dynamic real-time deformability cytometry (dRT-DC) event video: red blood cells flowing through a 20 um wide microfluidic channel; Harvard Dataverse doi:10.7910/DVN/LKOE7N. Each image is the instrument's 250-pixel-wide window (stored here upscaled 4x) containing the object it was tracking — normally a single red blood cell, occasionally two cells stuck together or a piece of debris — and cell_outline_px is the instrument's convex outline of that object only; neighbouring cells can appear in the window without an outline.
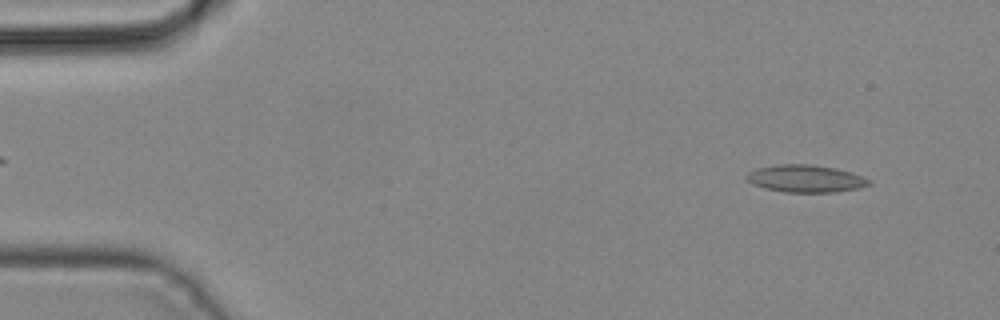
{"species": "common noctule bat (a hibernating species)", "species_latin": "Nyctalus noctula", "temperature_condition": "cold", "stored_images_in_passage": 42, "camera_frame_rate_fps": 3000, "um_per_image_px": 0.085, "animal": {"sex": "male", "body_mass_g": 19.2, "forearm_length_mm": 51.8}, "frame": {"image": 1, "passage_image": 3, "time_ms": 0.667, "image_size_px": [1000, 320], "cell_outline_px": [[872, 184], [860, 188], [836, 192], [784, 192], [764, 188], [752, 184], [744, 176], [748, 172], [756, 168], [776, 164], [812, 164], [836, 168], [872, 180]], "centroid_in_image_um": [68.46, 15.18], "position_along_channel_um": 16.5, "area_um2": 19.65}}
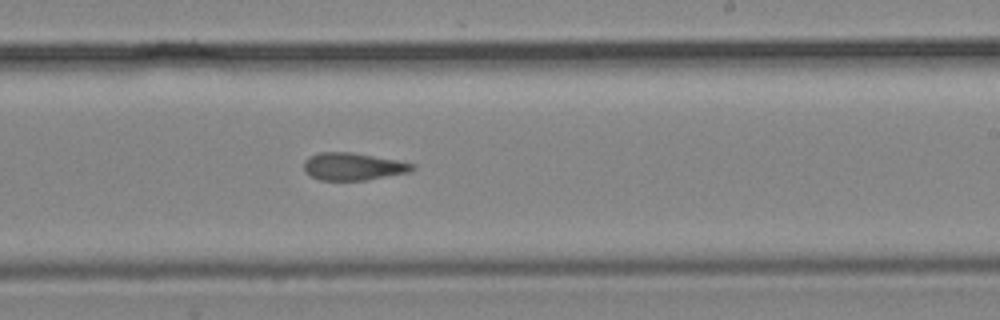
{"frame": {"image": 2, "passage_image": 25, "time_ms": 8.0, "image_size_px": [1000, 320], "cell_outline_px": [[416, 168], [408, 172], [364, 180], [320, 180], [304, 172], [304, 160], [308, 156], [320, 152], [352, 152], [400, 160], [416, 164]], "centroid_in_image_um": [30.01, 14.14], "position_along_channel_um": 259.0, "area_um2": 17.46}}
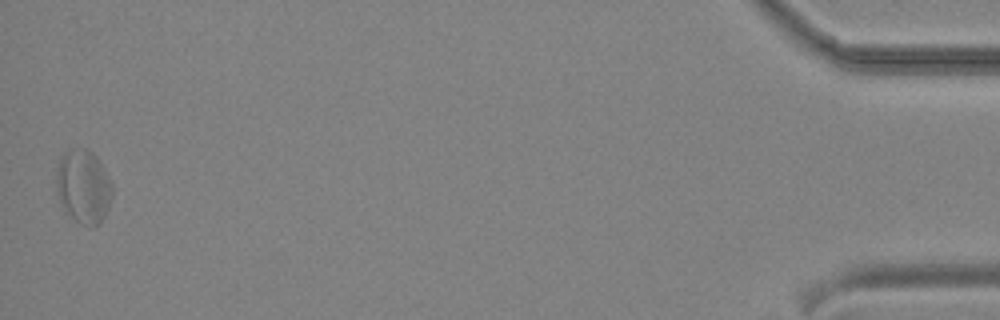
{"frame": {"image": 3, "passage_image": 42, "time_ms": 13.667, "image_size_px": [1000, 320], "cell_outline_px": [[112, 196], [108, 208], [100, 224], [92, 228], [76, 220], [64, 212], [60, 204], [56, 192], [56, 168], [64, 152], [68, 148], [84, 148], [92, 152], [100, 160], [112, 184]], "centroid_in_image_um": [7.07, 15.85], "position_along_channel_um": 428.1, "area_um2": 24.45}}